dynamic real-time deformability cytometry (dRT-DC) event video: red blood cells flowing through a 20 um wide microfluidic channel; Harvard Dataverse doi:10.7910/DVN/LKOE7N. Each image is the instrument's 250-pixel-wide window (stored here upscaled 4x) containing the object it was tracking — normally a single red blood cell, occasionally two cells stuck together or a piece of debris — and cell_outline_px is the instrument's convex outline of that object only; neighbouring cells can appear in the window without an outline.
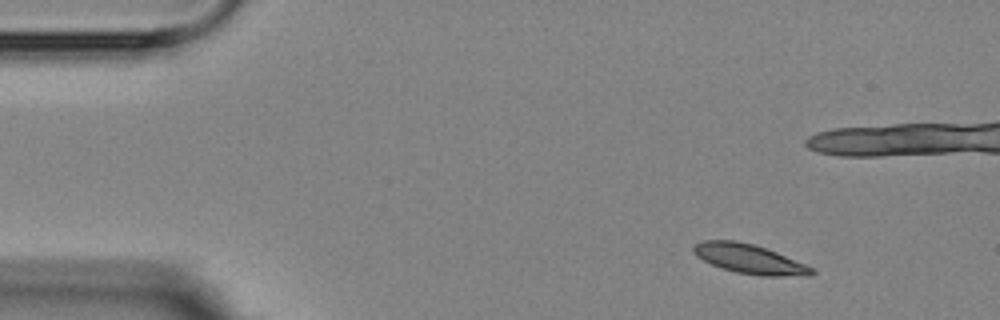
{"species": "Egyptian fruit bat (a non-hibernating species)", "species_latin": "Rousettus aegyptiacus", "temperature_condition": "room temperature", "stored_images_in_passage": 8, "camera_frame_rate_fps": 3000, "um_per_image_px": 0.085, "animal": {"sex": "female"}, "frame": {"image": 1, "passage_image": 1, "time_ms": 0.0, "image_size_px": [1000, 320], "cell_outline_px": [[816, 272], [812, 276], [760, 276], [736, 272], [712, 264], [696, 256], [692, 252], [692, 248], [696, 244], [704, 240], [736, 240], [752, 244], [776, 252], [804, 264], [812, 268]], "centroid_in_image_um": [63.7, 22.02], "position_along_channel_um": 21.3, "area_um2": 20.06}}